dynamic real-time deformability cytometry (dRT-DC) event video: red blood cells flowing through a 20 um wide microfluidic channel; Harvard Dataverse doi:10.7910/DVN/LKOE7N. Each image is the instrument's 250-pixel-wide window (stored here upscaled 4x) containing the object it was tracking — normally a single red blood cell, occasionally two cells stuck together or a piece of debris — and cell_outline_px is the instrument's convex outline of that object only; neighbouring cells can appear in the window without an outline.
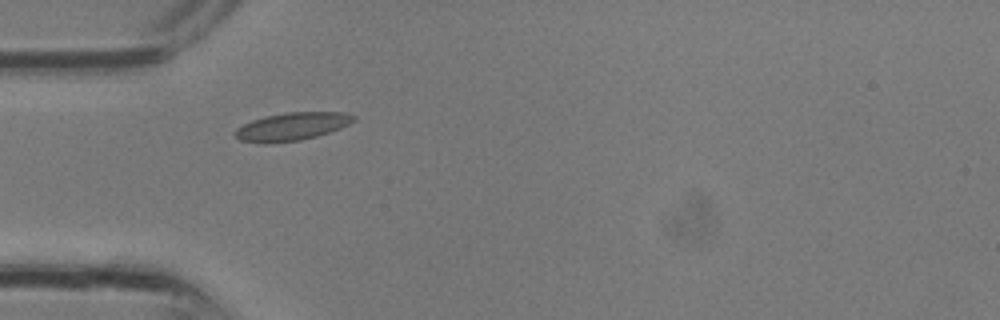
{"species": "common noctule bat (a hibernating species)", "species_latin": "Nyctalus noctula", "temperature_condition": "room temperature", "stored_images_in_passage": 23, "camera_frame_rate_fps": 3000, "um_per_image_px": 0.085, "animal": {"sex": "male", "body_mass_g": 13.3}, "frame": {"image": 1, "passage_image": 1, "time_ms": 0.0, "image_size_px": [1000, 320], "cell_outline_px": [[356, 120], [340, 128], [316, 136], [300, 140], [264, 144], [240, 140], [232, 132], [236, 128], [252, 120], [264, 116], [288, 112], [344, 112], [356, 116]], "centroid_in_image_um": [24.79, 10.75], "position_along_channel_um": 60.2, "area_um2": 19.31}}
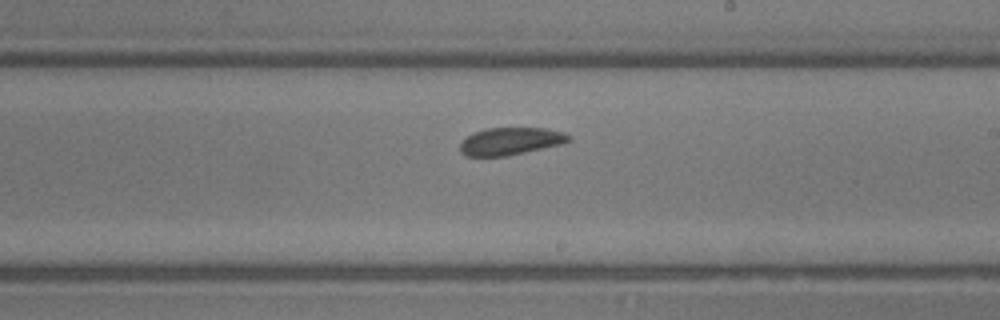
{"frame": {"image": 2, "passage_image": 10, "time_ms": 3.0, "image_size_px": [1000, 320], "cell_outline_px": [[572, 140], [564, 144], [508, 156], [464, 156], [460, 152], [460, 144], [468, 136], [476, 132], [488, 128], [544, 128], [564, 132], [572, 136]], "centroid_in_image_um": [43.46, 12.01], "position_along_channel_um": 245.5, "area_um2": 17.51}}
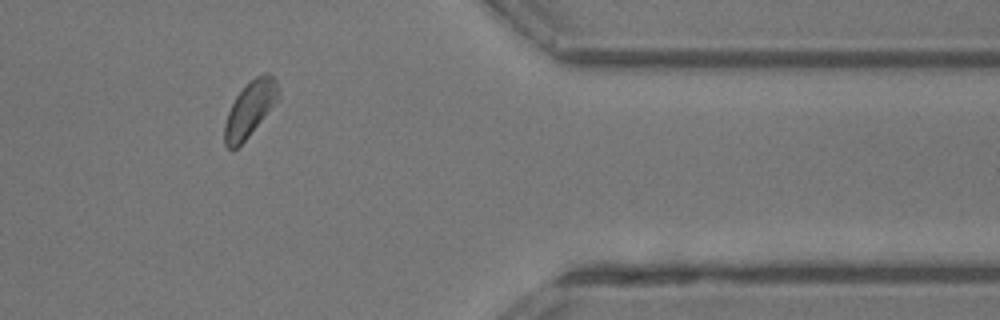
{"frame": {"image": 3, "passage_image": 18, "time_ms": 5.667, "image_size_px": [1000, 320], "cell_outline_px": [[280, 100], [248, 136], [232, 152], [224, 144], [224, 124], [228, 112], [236, 96], [256, 76], [264, 72], [268, 72], [276, 80], [280, 92]], "centroid_in_image_um": [21.28, 9.27], "position_along_channel_um": 390.1, "area_um2": 17.4}}